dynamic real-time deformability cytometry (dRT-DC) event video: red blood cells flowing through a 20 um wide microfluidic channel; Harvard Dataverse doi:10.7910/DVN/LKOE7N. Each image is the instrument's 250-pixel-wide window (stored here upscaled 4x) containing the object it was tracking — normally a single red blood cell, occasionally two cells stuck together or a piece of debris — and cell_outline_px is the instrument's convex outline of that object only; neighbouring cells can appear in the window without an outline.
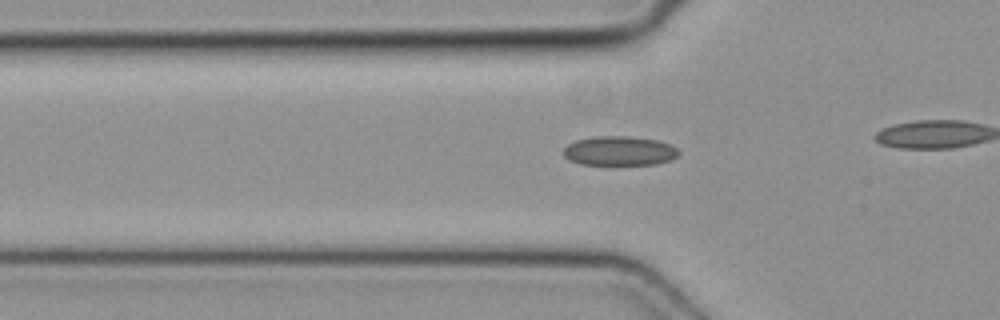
{"species": "common noctule bat (a hibernating species)", "species_latin": "Nyctalus noctula", "temperature_condition": "cold", "stored_images_in_passage": 32, "camera_frame_rate_fps": 3000, "um_per_image_px": 0.085, "animal": {"sex": "female", "body_mass_g": 19.3, "forearm_length_mm": 54.1}, "frame": {"image": 1, "passage_image": 10, "time_ms": 3.0, "image_size_px": [1000, 320], "cell_outline_px": [[680, 152], [672, 160], [656, 164], [580, 164], [568, 160], [564, 156], [564, 148], [568, 144], [576, 140], [596, 136], [628, 136], [656, 140], [668, 144], [676, 148]], "centroid_in_image_um": [52.63, 12.83], "position_along_channel_um": 73.2, "area_um2": 19.59}}
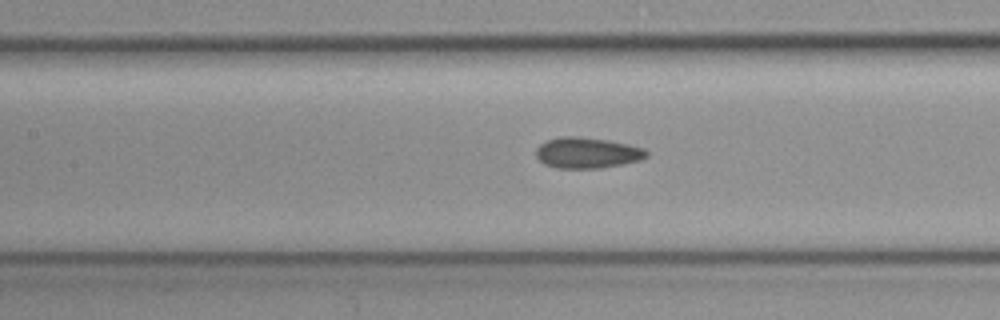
{"frame": {"image": 2, "passage_image": 16, "time_ms": 5.0, "image_size_px": [1000, 320], "cell_outline_px": [[648, 156], [640, 160], [600, 168], [556, 168], [544, 164], [536, 156], [536, 148], [540, 144], [548, 140], [564, 136], [576, 136], [608, 140], [628, 144], [644, 148], [648, 152]], "centroid_in_image_um": [49.91, 12.99], "position_along_channel_um": 157.5, "area_um2": 19.77}}
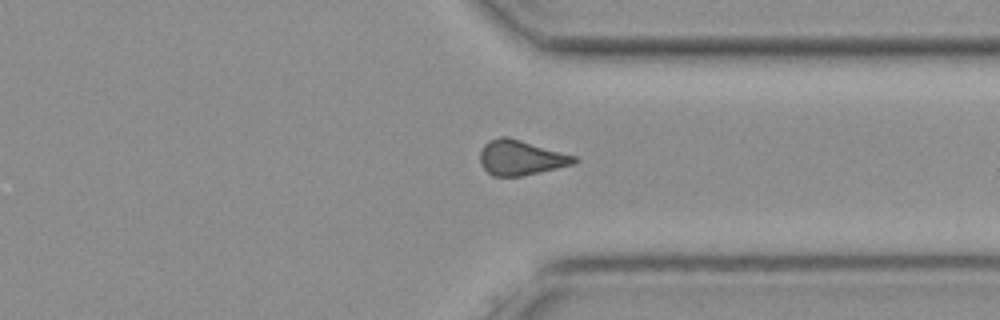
{"frame": {"image": 3, "passage_image": 31, "time_ms": 10.0, "image_size_px": [1000, 320], "cell_outline_px": [[580, 160], [572, 164], [556, 168], [520, 176], [492, 176], [480, 164], [480, 152], [484, 144], [488, 140], [500, 136], [508, 136], [576, 156]], "centroid_in_image_um": [44.24, 13.38], "position_along_channel_um": 367.2, "area_um2": 19.13}}